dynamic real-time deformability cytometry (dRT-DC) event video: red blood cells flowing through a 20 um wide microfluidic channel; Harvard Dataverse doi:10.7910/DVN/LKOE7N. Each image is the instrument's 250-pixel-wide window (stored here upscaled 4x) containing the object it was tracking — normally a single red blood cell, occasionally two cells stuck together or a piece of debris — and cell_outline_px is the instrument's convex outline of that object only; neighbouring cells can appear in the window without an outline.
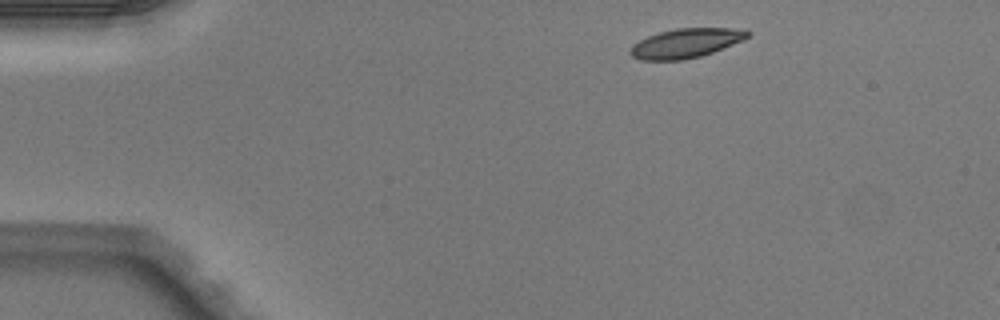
{"species": "Egyptian fruit bat (a non-hibernating species)", "species_latin": "Rousettus aegyptiacus", "temperature_condition": "warm", "stored_images_in_passage": 3, "camera_frame_rate_fps": 3000, "um_per_image_px": 0.085, "animal": {"sex": "male"}, "frame": {"image": 1, "passage_image": 1, "time_ms": 0.0, "image_size_px": [1000, 320], "cell_outline_px": [[752, 32], [744, 40], [712, 52], [700, 56], [680, 60], [640, 60], [632, 56], [628, 52], [632, 44], [648, 36], [660, 32], [676, 28], [732, 28]], "centroid_in_image_um": [58.27, 3.67], "position_along_channel_um": 26.7, "area_um2": 19.94}}